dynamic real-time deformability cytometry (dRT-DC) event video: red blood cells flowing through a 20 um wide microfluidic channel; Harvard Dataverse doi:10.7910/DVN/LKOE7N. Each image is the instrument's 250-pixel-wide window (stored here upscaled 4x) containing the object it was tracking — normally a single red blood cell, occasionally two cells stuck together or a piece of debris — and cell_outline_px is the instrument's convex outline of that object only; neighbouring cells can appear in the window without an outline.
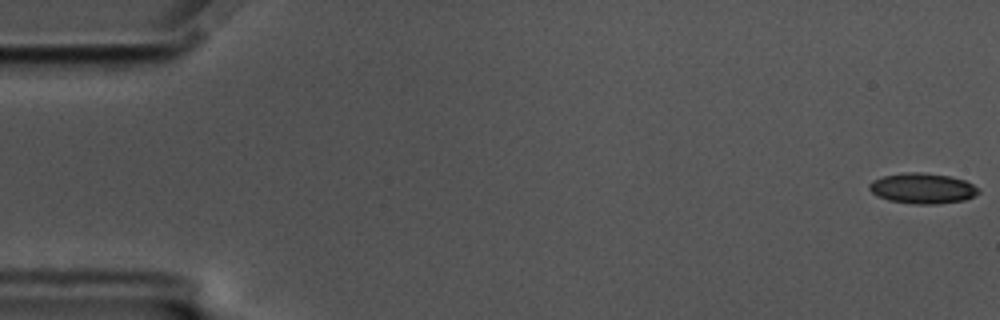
{"species": "common noctule bat (a hibernating species)", "species_latin": "Nyctalus noctula", "temperature_condition": "cold", "stored_images_in_passage": 57, "camera_frame_rate_fps": 3000, "um_per_image_px": 0.085, "animal": {"sex": "male", "body_mass_g": 17.5, "forearm_length_mm": 52.3}, "frame": {"image": 1, "passage_image": 1, "time_ms": 0.0, "image_size_px": [1000, 320], "cell_outline_px": [[980, 192], [964, 200], [936, 204], [912, 204], [888, 200], [876, 196], [868, 188], [868, 184], [872, 180], [884, 176], [904, 172], [924, 172], [948, 176], [964, 180], [980, 188]], "centroid_in_image_um": [78.38, 16.01], "position_along_channel_um": 6.6, "area_um2": 19.48}}
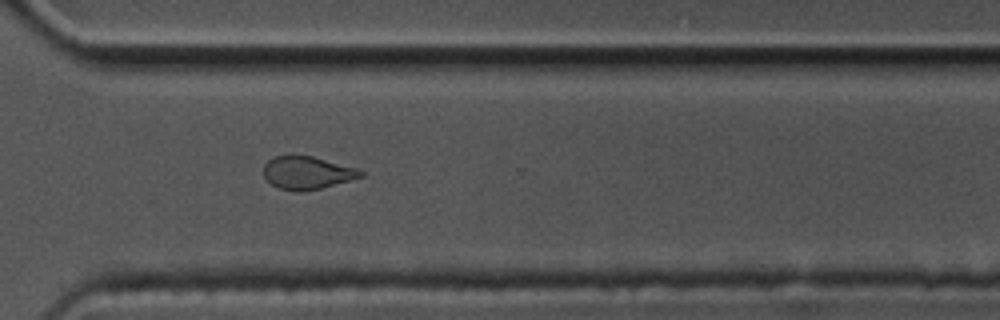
{"frame": {"image": 2, "passage_image": 42, "time_ms": 13.667, "image_size_px": [1000, 320], "cell_outline_px": [[364, 176], [320, 188], [280, 188], [272, 184], [264, 176], [264, 164], [268, 160], [276, 156], [312, 156], [356, 168], [364, 172]], "centroid_in_image_um": [26.12, 14.64], "position_along_channel_um": 344.5, "area_um2": 17.63}}
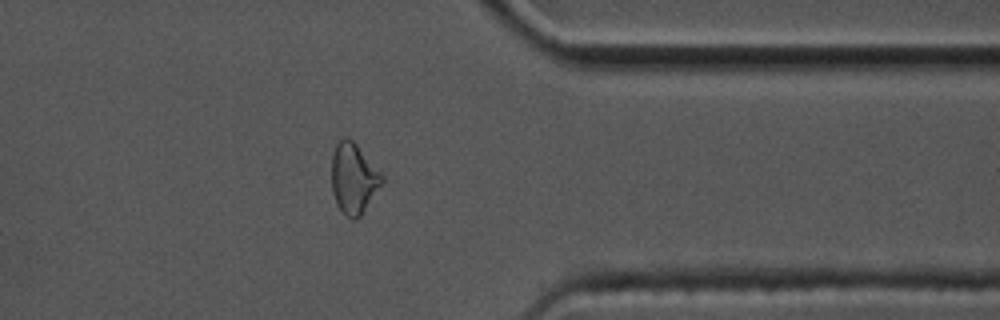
{"frame": {"image": 3, "passage_image": 46, "time_ms": 15.0, "image_size_px": [1000, 320], "cell_outline_px": [[384, 180], [360, 216], [356, 220], [352, 220], [336, 204], [332, 192], [332, 152], [336, 144], [344, 136], [352, 140], [356, 144], [384, 176]], "centroid_in_image_um": [30.04, 15.15], "position_along_channel_um": 381.4, "area_um2": 20.4}}